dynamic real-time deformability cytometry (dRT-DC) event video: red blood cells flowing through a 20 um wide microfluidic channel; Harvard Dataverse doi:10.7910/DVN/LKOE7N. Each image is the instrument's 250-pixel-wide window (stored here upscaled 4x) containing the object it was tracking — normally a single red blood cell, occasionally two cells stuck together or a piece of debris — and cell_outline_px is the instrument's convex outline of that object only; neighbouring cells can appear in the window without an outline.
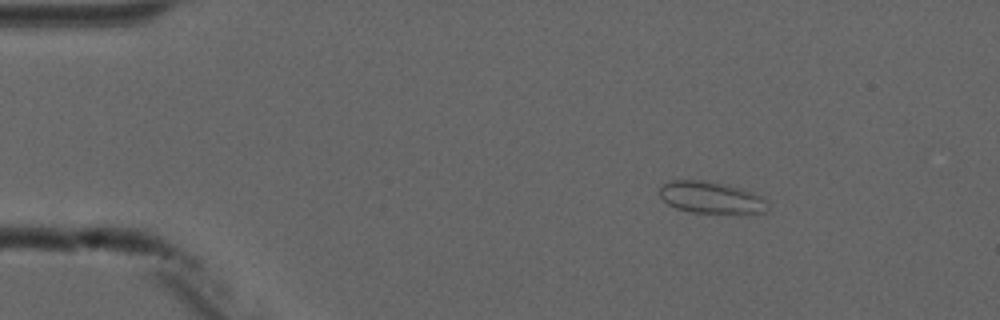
{"species": "common noctule bat (a hibernating species)", "species_latin": "Nyctalus noctula", "temperature_condition": "cold", "stored_images_in_passage": 6, "camera_frame_rate_fps": 3000, "um_per_image_px": 0.085, "animal": {"sex": "male", "forearm_length_mm": 52.5}, "frame": {"image": 1, "passage_image": 1, "time_ms": 0.0, "image_size_px": [1000, 320], "cell_outline_px": [[768, 208], [764, 212], [692, 212], [676, 208], [668, 204], [660, 196], [660, 188], [664, 184], [672, 180], [704, 180], [724, 184], [740, 188], [764, 196], [768, 200]], "centroid_in_image_um": [60.46, 16.77], "position_along_channel_um": 24.5, "area_um2": 19.77}}
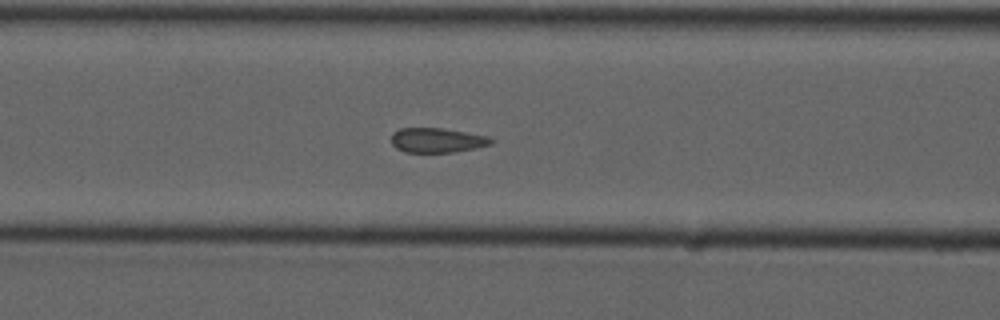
{"frame": {"image": 2, "passage_image": 5, "time_ms": 4.667, "image_size_px": [1000, 320], "cell_outline_px": [[496, 140], [492, 144], [476, 148], [452, 152], [404, 152], [396, 148], [392, 144], [392, 132], [400, 128], [440, 128], [464, 132], [484, 136]], "centroid_in_image_um": [37.12, 11.92], "position_along_channel_um": 129.5, "area_um2": 14.22}}